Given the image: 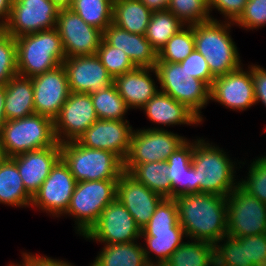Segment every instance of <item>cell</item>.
Returning a JSON list of instances; mask_svg holds the SVG:
<instances>
[{
  "instance_id": "16",
  "label": "cell",
  "mask_w": 266,
  "mask_h": 266,
  "mask_svg": "<svg viewBox=\"0 0 266 266\" xmlns=\"http://www.w3.org/2000/svg\"><path fill=\"white\" fill-rule=\"evenodd\" d=\"M98 120L91 96L88 93L71 92L54 120L57 142L76 141Z\"/></svg>"
},
{
  "instance_id": "51",
  "label": "cell",
  "mask_w": 266,
  "mask_h": 266,
  "mask_svg": "<svg viewBox=\"0 0 266 266\" xmlns=\"http://www.w3.org/2000/svg\"><path fill=\"white\" fill-rule=\"evenodd\" d=\"M4 101H5V85H0V128L6 121L4 113Z\"/></svg>"
},
{
  "instance_id": "1",
  "label": "cell",
  "mask_w": 266,
  "mask_h": 266,
  "mask_svg": "<svg viewBox=\"0 0 266 266\" xmlns=\"http://www.w3.org/2000/svg\"><path fill=\"white\" fill-rule=\"evenodd\" d=\"M173 199L186 239L215 245L227 235V197L200 192L181 194Z\"/></svg>"
},
{
  "instance_id": "29",
  "label": "cell",
  "mask_w": 266,
  "mask_h": 266,
  "mask_svg": "<svg viewBox=\"0 0 266 266\" xmlns=\"http://www.w3.org/2000/svg\"><path fill=\"white\" fill-rule=\"evenodd\" d=\"M89 266H145L147 260L139 241L120 244H102Z\"/></svg>"
},
{
  "instance_id": "34",
  "label": "cell",
  "mask_w": 266,
  "mask_h": 266,
  "mask_svg": "<svg viewBox=\"0 0 266 266\" xmlns=\"http://www.w3.org/2000/svg\"><path fill=\"white\" fill-rule=\"evenodd\" d=\"M95 112L101 120H128L125 115L131 110L119 95L113 83L105 89L90 93Z\"/></svg>"
},
{
  "instance_id": "6",
  "label": "cell",
  "mask_w": 266,
  "mask_h": 266,
  "mask_svg": "<svg viewBox=\"0 0 266 266\" xmlns=\"http://www.w3.org/2000/svg\"><path fill=\"white\" fill-rule=\"evenodd\" d=\"M61 159L77 182L92 180H118L124 172V161L116 154L91 149L77 140L60 144Z\"/></svg>"
},
{
  "instance_id": "50",
  "label": "cell",
  "mask_w": 266,
  "mask_h": 266,
  "mask_svg": "<svg viewBox=\"0 0 266 266\" xmlns=\"http://www.w3.org/2000/svg\"><path fill=\"white\" fill-rule=\"evenodd\" d=\"M152 12L167 10L170 0H140Z\"/></svg>"
},
{
  "instance_id": "4",
  "label": "cell",
  "mask_w": 266,
  "mask_h": 266,
  "mask_svg": "<svg viewBox=\"0 0 266 266\" xmlns=\"http://www.w3.org/2000/svg\"><path fill=\"white\" fill-rule=\"evenodd\" d=\"M18 75L32 78L62 64L66 56L56 28L15 38Z\"/></svg>"
},
{
  "instance_id": "15",
  "label": "cell",
  "mask_w": 266,
  "mask_h": 266,
  "mask_svg": "<svg viewBox=\"0 0 266 266\" xmlns=\"http://www.w3.org/2000/svg\"><path fill=\"white\" fill-rule=\"evenodd\" d=\"M243 67L215 77L210 87V102L235 112L247 111L256 105L251 70Z\"/></svg>"
},
{
  "instance_id": "26",
  "label": "cell",
  "mask_w": 266,
  "mask_h": 266,
  "mask_svg": "<svg viewBox=\"0 0 266 266\" xmlns=\"http://www.w3.org/2000/svg\"><path fill=\"white\" fill-rule=\"evenodd\" d=\"M6 121L35 114L32 79L16 75L5 84Z\"/></svg>"
},
{
  "instance_id": "27",
  "label": "cell",
  "mask_w": 266,
  "mask_h": 266,
  "mask_svg": "<svg viewBox=\"0 0 266 266\" xmlns=\"http://www.w3.org/2000/svg\"><path fill=\"white\" fill-rule=\"evenodd\" d=\"M142 238L144 239L142 246L147 263L157 266H163L170 255L187 240L184 229L141 231Z\"/></svg>"
},
{
  "instance_id": "41",
  "label": "cell",
  "mask_w": 266,
  "mask_h": 266,
  "mask_svg": "<svg viewBox=\"0 0 266 266\" xmlns=\"http://www.w3.org/2000/svg\"><path fill=\"white\" fill-rule=\"evenodd\" d=\"M183 229L179 224L177 206L173 198H164L156 207L148 224L141 231H170Z\"/></svg>"
},
{
  "instance_id": "37",
  "label": "cell",
  "mask_w": 266,
  "mask_h": 266,
  "mask_svg": "<svg viewBox=\"0 0 266 266\" xmlns=\"http://www.w3.org/2000/svg\"><path fill=\"white\" fill-rule=\"evenodd\" d=\"M215 266H248L246 243L226 235L214 245Z\"/></svg>"
},
{
  "instance_id": "54",
  "label": "cell",
  "mask_w": 266,
  "mask_h": 266,
  "mask_svg": "<svg viewBox=\"0 0 266 266\" xmlns=\"http://www.w3.org/2000/svg\"><path fill=\"white\" fill-rule=\"evenodd\" d=\"M3 158H4V155H3V152L0 149V162L3 160Z\"/></svg>"
},
{
  "instance_id": "20",
  "label": "cell",
  "mask_w": 266,
  "mask_h": 266,
  "mask_svg": "<svg viewBox=\"0 0 266 266\" xmlns=\"http://www.w3.org/2000/svg\"><path fill=\"white\" fill-rule=\"evenodd\" d=\"M116 198L133 216L141 230L148 224L156 207L164 199L126 171L117 180Z\"/></svg>"
},
{
  "instance_id": "23",
  "label": "cell",
  "mask_w": 266,
  "mask_h": 266,
  "mask_svg": "<svg viewBox=\"0 0 266 266\" xmlns=\"http://www.w3.org/2000/svg\"><path fill=\"white\" fill-rule=\"evenodd\" d=\"M157 81L159 80L155 68L136 67L116 77L114 84L126 105L137 110L160 91L159 86H156Z\"/></svg>"
},
{
  "instance_id": "2",
  "label": "cell",
  "mask_w": 266,
  "mask_h": 266,
  "mask_svg": "<svg viewBox=\"0 0 266 266\" xmlns=\"http://www.w3.org/2000/svg\"><path fill=\"white\" fill-rule=\"evenodd\" d=\"M206 139L208 138L193 139L192 168L198 182V193L227 197L239 185L236 170L243 168L241 165L247 164L246 160L242 162L237 159L238 163L235 159L233 161L229 152Z\"/></svg>"
},
{
  "instance_id": "5",
  "label": "cell",
  "mask_w": 266,
  "mask_h": 266,
  "mask_svg": "<svg viewBox=\"0 0 266 266\" xmlns=\"http://www.w3.org/2000/svg\"><path fill=\"white\" fill-rule=\"evenodd\" d=\"M57 143L54 121L39 114L5 121L0 128V149L6 158Z\"/></svg>"
},
{
  "instance_id": "8",
  "label": "cell",
  "mask_w": 266,
  "mask_h": 266,
  "mask_svg": "<svg viewBox=\"0 0 266 266\" xmlns=\"http://www.w3.org/2000/svg\"><path fill=\"white\" fill-rule=\"evenodd\" d=\"M160 91L185 105L203 124V109L210 103V87L190 76L178 63L157 62L155 66Z\"/></svg>"
},
{
  "instance_id": "52",
  "label": "cell",
  "mask_w": 266,
  "mask_h": 266,
  "mask_svg": "<svg viewBox=\"0 0 266 266\" xmlns=\"http://www.w3.org/2000/svg\"><path fill=\"white\" fill-rule=\"evenodd\" d=\"M59 8H70L74 0H51Z\"/></svg>"
},
{
  "instance_id": "47",
  "label": "cell",
  "mask_w": 266,
  "mask_h": 266,
  "mask_svg": "<svg viewBox=\"0 0 266 266\" xmlns=\"http://www.w3.org/2000/svg\"><path fill=\"white\" fill-rule=\"evenodd\" d=\"M250 64L247 67H249L251 70L255 93V103L258 105V103L261 102V104L266 107V68L255 63Z\"/></svg>"
},
{
  "instance_id": "38",
  "label": "cell",
  "mask_w": 266,
  "mask_h": 266,
  "mask_svg": "<svg viewBox=\"0 0 266 266\" xmlns=\"http://www.w3.org/2000/svg\"><path fill=\"white\" fill-rule=\"evenodd\" d=\"M184 25H194L211 20L208 0H170L168 9Z\"/></svg>"
},
{
  "instance_id": "21",
  "label": "cell",
  "mask_w": 266,
  "mask_h": 266,
  "mask_svg": "<svg viewBox=\"0 0 266 266\" xmlns=\"http://www.w3.org/2000/svg\"><path fill=\"white\" fill-rule=\"evenodd\" d=\"M16 165L25 189L33 196L61 159L60 143L55 146L28 151L10 158Z\"/></svg>"
},
{
  "instance_id": "9",
  "label": "cell",
  "mask_w": 266,
  "mask_h": 266,
  "mask_svg": "<svg viewBox=\"0 0 266 266\" xmlns=\"http://www.w3.org/2000/svg\"><path fill=\"white\" fill-rule=\"evenodd\" d=\"M227 235L235 238L266 233V204L240 185L227 196Z\"/></svg>"
},
{
  "instance_id": "48",
  "label": "cell",
  "mask_w": 266,
  "mask_h": 266,
  "mask_svg": "<svg viewBox=\"0 0 266 266\" xmlns=\"http://www.w3.org/2000/svg\"><path fill=\"white\" fill-rule=\"evenodd\" d=\"M26 262L28 266H75L74 263L68 262L65 259H54L46 255L33 254L26 251Z\"/></svg>"
},
{
  "instance_id": "32",
  "label": "cell",
  "mask_w": 266,
  "mask_h": 266,
  "mask_svg": "<svg viewBox=\"0 0 266 266\" xmlns=\"http://www.w3.org/2000/svg\"><path fill=\"white\" fill-rule=\"evenodd\" d=\"M163 266H215L214 245L187 238Z\"/></svg>"
},
{
  "instance_id": "53",
  "label": "cell",
  "mask_w": 266,
  "mask_h": 266,
  "mask_svg": "<svg viewBox=\"0 0 266 266\" xmlns=\"http://www.w3.org/2000/svg\"><path fill=\"white\" fill-rule=\"evenodd\" d=\"M21 257H22V261L17 262V263H8V265L6 264V266H28L27 262H26V251H21Z\"/></svg>"
},
{
  "instance_id": "42",
  "label": "cell",
  "mask_w": 266,
  "mask_h": 266,
  "mask_svg": "<svg viewBox=\"0 0 266 266\" xmlns=\"http://www.w3.org/2000/svg\"><path fill=\"white\" fill-rule=\"evenodd\" d=\"M16 75H18L16 40L0 28V85H5Z\"/></svg>"
},
{
  "instance_id": "18",
  "label": "cell",
  "mask_w": 266,
  "mask_h": 266,
  "mask_svg": "<svg viewBox=\"0 0 266 266\" xmlns=\"http://www.w3.org/2000/svg\"><path fill=\"white\" fill-rule=\"evenodd\" d=\"M134 128L129 120H96L78 142L91 149L113 152L123 161L128 155Z\"/></svg>"
},
{
  "instance_id": "17",
  "label": "cell",
  "mask_w": 266,
  "mask_h": 266,
  "mask_svg": "<svg viewBox=\"0 0 266 266\" xmlns=\"http://www.w3.org/2000/svg\"><path fill=\"white\" fill-rule=\"evenodd\" d=\"M31 79L35 114L54 121L71 93L63 65L60 64Z\"/></svg>"
},
{
  "instance_id": "35",
  "label": "cell",
  "mask_w": 266,
  "mask_h": 266,
  "mask_svg": "<svg viewBox=\"0 0 266 266\" xmlns=\"http://www.w3.org/2000/svg\"><path fill=\"white\" fill-rule=\"evenodd\" d=\"M70 8L101 31L112 24L113 0H74Z\"/></svg>"
},
{
  "instance_id": "22",
  "label": "cell",
  "mask_w": 266,
  "mask_h": 266,
  "mask_svg": "<svg viewBox=\"0 0 266 266\" xmlns=\"http://www.w3.org/2000/svg\"><path fill=\"white\" fill-rule=\"evenodd\" d=\"M152 124L148 129H165L178 125H202L201 120L185 105L177 102L168 94L159 91L143 107L139 109ZM163 125V127H162ZM165 127V128H164Z\"/></svg>"
},
{
  "instance_id": "10",
  "label": "cell",
  "mask_w": 266,
  "mask_h": 266,
  "mask_svg": "<svg viewBox=\"0 0 266 266\" xmlns=\"http://www.w3.org/2000/svg\"><path fill=\"white\" fill-rule=\"evenodd\" d=\"M103 244H120L141 240V229L125 206L115 198L100 214L98 221L83 236Z\"/></svg>"
},
{
  "instance_id": "24",
  "label": "cell",
  "mask_w": 266,
  "mask_h": 266,
  "mask_svg": "<svg viewBox=\"0 0 266 266\" xmlns=\"http://www.w3.org/2000/svg\"><path fill=\"white\" fill-rule=\"evenodd\" d=\"M103 39L124 51L136 67L155 68L157 51L145 35L130 33L112 23L103 31Z\"/></svg>"
},
{
  "instance_id": "19",
  "label": "cell",
  "mask_w": 266,
  "mask_h": 266,
  "mask_svg": "<svg viewBox=\"0 0 266 266\" xmlns=\"http://www.w3.org/2000/svg\"><path fill=\"white\" fill-rule=\"evenodd\" d=\"M62 65L71 92L90 94L114 83L96 54L66 57Z\"/></svg>"
},
{
  "instance_id": "55",
  "label": "cell",
  "mask_w": 266,
  "mask_h": 266,
  "mask_svg": "<svg viewBox=\"0 0 266 266\" xmlns=\"http://www.w3.org/2000/svg\"><path fill=\"white\" fill-rule=\"evenodd\" d=\"M145 266H157L155 264H150V263H147Z\"/></svg>"
},
{
  "instance_id": "28",
  "label": "cell",
  "mask_w": 266,
  "mask_h": 266,
  "mask_svg": "<svg viewBox=\"0 0 266 266\" xmlns=\"http://www.w3.org/2000/svg\"><path fill=\"white\" fill-rule=\"evenodd\" d=\"M32 195L25 189L17 165L4 157L0 162V204L30 208Z\"/></svg>"
},
{
  "instance_id": "3",
  "label": "cell",
  "mask_w": 266,
  "mask_h": 266,
  "mask_svg": "<svg viewBox=\"0 0 266 266\" xmlns=\"http://www.w3.org/2000/svg\"><path fill=\"white\" fill-rule=\"evenodd\" d=\"M231 21L209 20L192 25L195 49L204 56L214 77L237 70L243 63L231 36Z\"/></svg>"
},
{
  "instance_id": "46",
  "label": "cell",
  "mask_w": 266,
  "mask_h": 266,
  "mask_svg": "<svg viewBox=\"0 0 266 266\" xmlns=\"http://www.w3.org/2000/svg\"><path fill=\"white\" fill-rule=\"evenodd\" d=\"M247 1L248 0H208V8L212 20H221L212 16V11L215 10V12L218 11L219 14L222 15L224 21L234 22L243 12Z\"/></svg>"
},
{
  "instance_id": "44",
  "label": "cell",
  "mask_w": 266,
  "mask_h": 266,
  "mask_svg": "<svg viewBox=\"0 0 266 266\" xmlns=\"http://www.w3.org/2000/svg\"><path fill=\"white\" fill-rule=\"evenodd\" d=\"M179 63L185 68L190 76L204 81L209 87H211L215 77L211 74L204 56L196 49Z\"/></svg>"
},
{
  "instance_id": "30",
  "label": "cell",
  "mask_w": 266,
  "mask_h": 266,
  "mask_svg": "<svg viewBox=\"0 0 266 266\" xmlns=\"http://www.w3.org/2000/svg\"><path fill=\"white\" fill-rule=\"evenodd\" d=\"M151 14L140 0H113L112 23L130 33L145 35Z\"/></svg>"
},
{
  "instance_id": "43",
  "label": "cell",
  "mask_w": 266,
  "mask_h": 266,
  "mask_svg": "<svg viewBox=\"0 0 266 266\" xmlns=\"http://www.w3.org/2000/svg\"><path fill=\"white\" fill-rule=\"evenodd\" d=\"M233 23L246 31L265 27L266 0H248L243 12Z\"/></svg>"
},
{
  "instance_id": "36",
  "label": "cell",
  "mask_w": 266,
  "mask_h": 266,
  "mask_svg": "<svg viewBox=\"0 0 266 266\" xmlns=\"http://www.w3.org/2000/svg\"><path fill=\"white\" fill-rule=\"evenodd\" d=\"M195 49L192 25H185L175 33L157 53V62L178 63Z\"/></svg>"
},
{
  "instance_id": "11",
  "label": "cell",
  "mask_w": 266,
  "mask_h": 266,
  "mask_svg": "<svg viewBox=\"0 0 266 266\" xmlns=\"http://www.w3.org/2000/svg\"><path fill=\"white\" fill-rule=\"evenodd\" d=\"M188 138L168 129H134L124 165L167 161Z\"/></svg>"
},
{
  "instance_id": "40",
  "label": "cell",
  "mask_w": 266,
  "mask_h": 266,
  "mask_svg": "<svg viewBox=\"0 0 266 266\" xmlns=\"http://www.w3.org/2000/svg\"><path fill=\"white\" fill-rule=\"evenodd\" d=\"M96 55L113 80L136 68L124 51L109 45L104 39H102Z\"/></svg>"
},
{
  "instance_id": "13",
  "label": "cell",
  "mask_w": 266,
  "mask_h": 266,
  "mask_svg": "<svg viewBox=\"0 0 266 266\" xmlns=\"http://www.w3.org/2000/svg\"><path fill=\"white\" fill-rule=\"evenodd\" d=\"M59 7L51 0H13L3 30L14 38L56 28Z\"/></svg>"
},
{
  "instance_id": "31",
  "label": "cell",
  "mask_w": 266,
  "mask_h": 266,
  "mask_svg": "<svg viewBox=\"0 0 266 266\" xmlns=\"http://www.w3.org/2000/svg\"><path fill=\"white\" fill-rule=\"evenodd\" d=\"M124 171L163 198H172V184L168 177L167 161L124 165Z\"/></svg>"
},
{
  "instance_id": "25",
  "label": "cell",
  "mask_w": 266,
  "mask_h": 266,
  "mask_svg": "<svg viewBox=\"0 0 266 266\" xmlns=\"http://www.w3.org/2000/svg\"><path fill=\"white\" fill-rule=\"evenodd\" d=\"M193 139L189 138L167 159L172 198L181 194L198 193V182L192 168Z\"/></svg>"
},
{
  "instance_id": "49",
  "label": "cell",
  "mask_w": 266,
  "mask_h": 266,
  "mask_svg": "<svg viewBox=\"0 0 266 266\" xmlns=\"http://www.w3.org/2000/svg\"><path fill=\"white\" fill-rule=\"evenodd\" d=\"M12 3L13 0H0V28H3L9 19Z\"/></svg>"
},
{
  "instance_id": "14",
  "label": "cell",
  "mask_w": 266,
  "mask_h": 266,
  "mask_svg": "<svg viewBox=\"0 0 266 266\" xmlns=\"http://www.w3.org/2000/svg\"><path fill=\"white\" fill-rule=\"evenodd\" d=\"M56 29L66 57L97 54L103 31L87 24L71 8H59Z\"/></svg>"
},
{
  "instance_id": "7",
  "label": "cell",
  "mask_w": 266,
  "mask_h": 266,
  "mask_svg": "<svg viewBox=\"0 0 266 266\" xmlns=\"http://www.w3.org/2000/svg\"><path fill=\"white\" fill-rule=\"evenodd\" d=\"M117 180L79 181L66 213L74 221L75 233L83 237L98 221L103 209L116 198Z\"/></svg>"
},
{
  "instance_id": "12",
  "label": "cell",
  "mask_w": 266,
  "mask_h": 266,
  "mask_svg": "<svg viewBox=\"0 0 266 266\" xmlns=\"http://www.w3.org/2000/svg\"><path fill=\"white\" fill-rule=\"evenodd\" d=\"M77 181L68 166L60 159L33 195L31 208L50 217L61 218L66 213Z\"/></svg>"
},
{
  "instance_id": "39",
  "label": "cell",
  "mask_w": 266,
  "mask_h": 266,
  "mask_svg": "<svg viewBox=\"0 0 266 266\" xmlns=\"http://www.w3.org/2000/svg\"><path fill=\"white\" fill-rule=\"evenodd\" d=\"M247 164V176L241 177L239 185L250 195L255 196L266 204V154L250 160Z\"/></svg>"
},
{
  "instance_id": "45",
  "label": "cell",
  "mask_w": 266,
  "mask_h": 266,
  "mask_svg": "<svg viewBox=\"0 0 266 266\" xmlns=\"http://www.w3.org/2000/svg\"><path fill=\"white\" fill-rule=\"evenodd\" d=\"M240 238L246 243L248 266H266V233Z\"/></svg>"
},
{
  "instance_id": "33",
  "label": "cell",
  "mask_w": 266,
  "mask_h": 266,
  "mask_svg": "<svg viewBox=\"0 0 266 266\" xmlns=\"http://www.w3.org/2000/svg\"><path fill=\"white\" fill-rule=\"evenodd\" d=\"M184 26L169 10L154 11L151 14L145 37L158 53L166 42Z\"/></svg>"
}]
</instances>
